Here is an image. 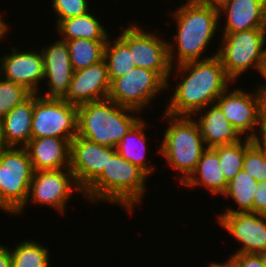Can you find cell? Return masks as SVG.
I'll return each mask as SVG.
<instances>
[{
	"label": "cell",
	"instance_id": "cell-35",
	"mask_svg": "<svg viewBox=\"0 0 266 267\" xmlns=\"http://www.w3.org/2000/svg\"><path fill=\"white\" fill-rule=\"evenodd\" d=\"M253 142L266 152V112L263 110Z\"/></svg>",
	"mask_w": 266,
	"mask_h": 267
},
{
	"label": "cell",
	"instance_id": "cell-37",
	"mask_svg": "<svg viewBox=\"0 0 266 267\" xmlns=\"http://www.w3.org/2000/svg\"><path fill=\"white\" fill-rule=\"evenodd\" d=\"M261 76L264 78V80L266 81V54H265V58L262 62V66L260 69V73ZM258 91L264 96L266 94V82L264 84H260L258 86H256Z\"/></svg>",
	"mask_w": 266,
	"mask_h": 267
},
{
	"label": "cell",
	"instance_id": "cell-29",
	"mask_svg": "<svg viewBox=\"0 0 266 267\" xmlns=\"http://www.w3.org/2000/svg\"><path fill=\"white\" fill-rule=\"evenodd\" d=\"M214 149L218 153L225 179L229 182L242 170L245 157V138L239 143L219 145Z\"/></svg>",
	"mask_w": 266,
	"mask_h": 267
},
{
	"label": "cell",
	"instance_id": "cell-34",
	"mask_svg": "<svg viewBox=\"0 0 266 267\" xmlns=\"http://www.w3.org/2000/svg\"><path fill=\"white\" fill-rule=\"evenodd\" d=\"M253 212L266 215V181L258 182L254 194Z\"/></svg>",
	"mask_w": 266,
	"mask_h": 267
},
{
	"label": "cell",
	"instance_id": "cell-23",
	"mask_svg": "<svg viewBox=\"0 0 266 267\" xmlns=\"http://www.w3.org/2000/svg\"><path fill=\"white\" fill-rule=\"evenodd\" d=\"M145 121L147 120L141 118L117 144L116 150L122 158L138 166L151 177V173L154 174L153 170L155 168L146 158L149 150L146 148L148 146L146 143L148 138L145 130L148 126Z\"/></svg>",
	"mask_w": 266,
	"mask_h": 267
},
{
	"label": "cell",
	"instance_id": "cell-1",
	"mask_svg": "<svg viewBox=\"0 0 266 267\" xmlns=\"http://www.w3.org/2000/svg\"><path fill=\"white\" fill-rule=\"evenodd\" d=\"M175 67V68H174ZM172 67L181 81L172 88V99L164 112L173 116H193L196 112L214 104L233 82L227 77L220 58L186 62ZM177 73V74H176ZM176 74V75H175Z\"/></svg>",
	"mask_w": 266,
	"mask_h": 267
},
{
	"label": "cell",
	"instance_id": "cell-38",
	"mask_svg": "<svg viewBox=\"0 0 266 267\" xmlns=\"http://www.w3.org/2000/svg\"><path fill=\"white\" fill-rule=\"evenodd\" d=\"M4 15H2V14H0V40H3V38H5L4 36H7L6 34L8 33V32H10L9 31V26L8 25H10L9 23L7 24L3 19H2V17H3ZM1 42V41H0Z\"/></svg>",
	"mask_w": 266,
	"mask_h": 267
},
{
	"label": "cell",
	"instance_id": "cell-2",
	"mask_svg": "<svg viewBox=\"0 0 266 267\" xmlns=\"http://www.w3.org/2000/svg\"><path fill=\"white\" fill-rule=\"evenodd\" d=\"M177 24L173 41H168L169 59L171 65L205 60L217 55L218 50L210 56L208 52L212 39L220 29V15L218 6L199 0H186L171 13ZM209 45V46H208ZM177 51V52H176ZM203 56V58H202Z\"/></svg>",
	"mask_w": 266,
	"mask_h": 267
},
{
	"label": "cell",
	"instance_id": "cell-22",
	"mask_svg": "<svg viewBox=\"0 0 266 267\" xmlns=\"http://www.w3.org/2000/svg\"><path fill=\"white\" fill-rule=\"evenodd\" d=\"M34 94L2 117L3 134L8 147H25L32 138Z\"/></svg>",
	"mask_w": 266,
	"mask_h": 267
},
{
	"label": "cell",
	"instance_id": "cell-18",
	"mask_svg": "<svg viewBox=\"0 0 266 267\" xmlns=\"http://www.w3.org/2000/svg\"><path fill=\"white\" fill-rule=\"evenodd\" d=\"M217 6L223 34L263 29L265 0H223Z\"/></svg>",
	"mask_w": 266,
	"mask_h": 267
},
{
	"label": "cell",
	"instance_id": "cell-36",
	"mask_svg": "<svg viewBox=\"0 0 266 267\" xmlns=\"http://www.w3.org/2000/svg\"><path fill=\"white\" fill-rule=\"evenodd\" d=\"M0 267H12L11 251L9 246L0 244Z\"/></svg>",
	"mask_w": 266,
	"mask_h": 267
},
{
	"label": "cell",
	"instance_id": "cell-10",
	"mask_svg": "<svg viewBox=\"0 0 266 267\" xmlns=\"http://www.w3.org/2000/svg\"><path fill=\"white\" fill-rule=\"evenodd\" d=\"M76 192L83 196V190L77 184L70 168L34 171L26 204L15 214V217L21 216L22 211L30 204L28 202L50 206L60 214H64L68 207L67 202Z\"/></svg>",
	"mask_w": 266,
	"mask_h": 267
},
{
	"label": "cell",
	"instance_id": "cell-4",
	"mask_svg": "<svg viewBox=\"0 0 266 267\" xmlns=\"http://www.w3.org/2000/svg\"><path fill=\"white\" fill-rule=\"evenodd\" d=\"M139 114V111L120 106L109 98L81 104L78 106L77 135L116 148L140 120Z\"/></svg>",
	"mask_w": 266,
	"mask_h": 267
},
{
	"label": "cell",
	"instance_id": "cell-42",
	"mask_svg": "<svg viewBox=\"0 0 266 267\" xmlns=\"http://www.w3.org/2000/svg\"><path fill=\"white\" fill-rule=\"evenodd\" d=\"M199 1H202V2H205V3H210V4L218 5L223 0H199Z\"/></svg>",
	"mask_w": 266,
	"mask_h": 267
},
{
	"label": "cell",
	"instance_id": "cell-44",
	"mask_svg": "<svg viewBox=\"0 0 266 267\" xmlns=\"http://www.w3.org/2000/svg\"><path fill=\"white\" fill-rule=\"evenodd\" d=\"M263 108L264 111L266 112V94L263 96Z\"/></svg>",
	"mask_w": 266,
	"mask_h": 267
},
{
	"label": "cell",
	"instance_id": "cell-27",
	"mask_svg": "<svg viewBox=\"0 0 266 267\" xmlns=\"http://www.w3.org/2000/svg\"><path fill=\"white\" fill-rule=\"evenodd\" d=\"M106 42L88 39L66 41L73 71L87 68L103 60Z\"/></svg>",
	"mask_w": 266,
	"mask_h": 267
},
{
	"label": "cell",
	"instance_id": "cell-13",
	"mask_svg": "<svg viewBox=\"0 0 266 267\" xmlns=\"http://www.w3.org/2000/svg\"><path fill=\"white\" fill-rule=\"evenodd\" d=\"M217 216L220 226L241 245L233 254H260L266 250V215L245 212Z\"/></svg>",
	"mask_w": 266,
	"mask_h": 267
},
{
	"label": "cell",
	"instance_id": "cell-19",
	"mask_svg": "<svg viewBox=\"0 0 266 267\" xmlns=\"http://www.w3.org/2000/svg\"><path fill=\"white\" fill-rule=\"evenodd\" d=\"M71 139L31 138L25 146L34 171L70 168Z\"/></svg>",
	"mask_w": 266,
	"mask_h": 267
},
{
	"label": "cell",
	"instance_id": "cell-7",
	"mask_svg": "<svg viewBox=\"0 0 266 267\" xmlns=\"http://www.w3.org/2000/svg\"><path fill=\"white\" fill-rule=\"evenodd\" d=\"M25 147H7L0 152V209L15 215L25 204L33 177Z\"/></svg>",
	"mask_w": 266,
	"mask_h": 267
},
{
	"label": "cell",
	"instance_id": "cell-28",
	"mask_svg": "<svg viewBox=\"0 0 266 267\" xmlns=\"http://www.w3.org/2000/svg\"><path fill=\"white\" fill-rule=\"evenodd\" d=\"M11 251L12 267H50L47 247L35 240H23Z\"/></svg>",
	"mask_w": 266,
	"mask_h": 267
},
{
	"label": "cell",
	"instance_id": "cell-6",
	"mask_svg": "<svg viewBox=\"0 0 266 267\" xmlns=\"http://www.w3.org/2000/svg\"><path fill=\"white\" fill-rule=\"evenodd\" d=\"M217 56L227 77L234 83L252 68L260 73L266 54V38L263 29L245 30L222 34ZM250 69V70H248Z\"/></svg>",
	"mask_w": 266,
	"mask_h": 267
},
{
	"label": "cell",
	"instance_id": "cell-40",
	"mask_svg": "<svg viewBox=\"0 0 266 267\" xmlns=\"http://www.w3.org/2000/svg\"><path fill=\"white\" fill-rule=\"evenodd\" d=\"M8 146L5 143L4 134H3V121L2 117H0V152L6 149Z\"/></svg>",
	"mask_w": 266,
	"mask_h": 267
},
{
	"label": "cell",
	"instance_id": "cell-43",
	"mask_svg": "<svg viewBox=\"0 0 266 267\" xmlns=\"http://www.w3.org/2000/svg\"><path fill=\"white\" fill-rule=\"evenodd\" d=\"M259 255L261 256L264 267H266V250L261 252Z\"/></svg>",
	"mask_w": 266,
	"mask_h": 267
},
{
	"label": "cell",
	"instance_id": "cell-5",
	"mask_svg": "<svg viewBox=\"0 0 266 267\" xmlns=\"http://www.w3.org/2000/svg\"><path fill=\"white\" fill-rule=\"evenodd\" d=\"M162 116L161 119L169 120L168 123H171L163 132L162 144L157 152L166 159L171 170L181 174L178 180L183 184L196 169L206 146L194 117L173 116L165 112Z\"/></svg>",
	"mask_w": 266,
	"mask_h": 267
},
{
	"label": "cell",
	"instance_id": "cell-15",
	"mask_svg": "<svg viewBox=\"0 0 266 267\" xmlns=\"http://www.w3.org/2000/svg\"><path fill=\"white\" fill-rule=\"evenodd\" d=\"M108 163V146L76 136L70 142V170L84 191Z\"/></svg>",
	"mask_w": 266,
	"mask_h": 267
},
{
	"label": "cell",
	"instance_id": "cell-8",
	"mask_svg": "<svg viewBox=\"0 0 266 267\" xmlns=\"http://www.w3.org/2000/svg\"><path fill=\"white\" fill-rule=\"evenodd\" d=\"M77 121V105L34 94L32 138L51 136L73 140L77 136Z\"/></svg>",
	"mask_w": 266,
	"mask_h": 267
},
{
	"label": "cell",
	"instance_id": "cell-30",
	"mask_svg": "<svg viewBox=\"0 0 266 267\" xmlns=\"http://www.w3.org/2000/svg\"><path fill=\"white\" fill-rule=\"evenodd\" d=\"M32 94L25 86L0 77V117L7 115Z\"/></svg>",
	"mask_w": 266,
	"mask_h": 267
},
{
	"label": "cell",
	"instance_id": "cell-11",
	"mask_svg": "<svg viewBox=\"0 0 266 267\" xmlns=\"http://www.w3.org/2000/svg\"><path fill=\"white\" fill-rule=\"evenodd\" d=\"M165 89L167 82L158 73L135 66L111 82L108 98L141 112Z\"/></svg>",
	"mask_w": 266,
	"mask_h": 267
},
{
	"label": "cell",
	"instance_id": "cell-20",
	"mask_svg": "<svg viewBox=\"0 0 266 267\" xmlns=\"http://www.w3.org/2000/svg\"><path fill=\"white\" fill-rule=\"evenodd\" d=\"M192 117L198 118L195 120L199 125L206 148L239 143L244 139L224 117L223 111L216 103L208 105L196 112Z\"/></svg>",
	"mask_w": 266,
	"mask_h": 267
},
{
	"label": "cell",
	"instance_id": "cell-17",
	"mask_svg": "<svg viewBox=\"0 0 266 267\" xmlns=\"http://www.w3.org/2000/svg\"><path fill=\"white\" fill-rule=\"evenodd\" d=\"M111 81L105 60L73 72L69 90L63 98L68 103L81 105L108 98Z\"/></svg>",
	"mask_w": 266,
	"mask_h": 267
},
{
	"label": "cell",
	"instance_id": "cell-21",
	"mask_svg": "<svg viewBox=\"0 0 266 267\" xmlns=\"http://www.w3.org/2000/svg\"><path fill=\"white\" fill-rule=\"evenodd\" d=\"M184 187L202 186L213 195H221L226 191L228 182L222 172L219 156L214 148H206L197 163L196 169L182 184Z\"/></svg>",
	"mask_w": 266,
	"mask_h": 267
},
{
	"label": "cell",
	"instance_id": "cell-16",
	"mask_svg": "<svg viewBox=\"0 0 266 267\" xmlns=\"http://www.w3.org/2000/svg\"><path fill=\"white\" fill-rule=\"evenodd\" d=\"M44 60V81L47 80V92L41 94L45 98L63 99L68 90L73 76V68L69 57L66 41L55 40L46 47H41Z\"/></svg>",
	"mask_w": 266,
	"mask_h": 267
},
{
	"label": "cell",
	"instance_id": "cell-24",
	"mask_svg": "<svg viewBox=\"0 0 266 267\" xmlns=\"http://www.w3.org/2000/svg\"><path fill=\"white\" fill-rule=\"evenodd\" d=\"M55 29L60 34V40L88 39L107 41L109 32L100 20L89 11L83 15L61 20Z\"/></svg>",
	"mask_w": 266,
	"mask_h": 267
},
{
	"label": "cell",
	"instance_id": "cell-25",
	"mask_svg": "<svg viewBox=\"0 0 266 267\" xmlns=\"http://www.w3.org/2000/svg\"><path fill=\"white\" fill-rule=\"evenodd\" d=\"M257 186L258 182L242 169L228 182L226 191L222 194V197L232 198L238 209L227 207L223 213L253 212L254 194Z\"/></svg>",
	"mask_w": 266,
	"mask_h": 267
},
{
	"label": "cell",
	"instance_id": "cell-32",
	"mask_svg": "<svg viewBox=\"0 0 266 267\" xmlns=\"http://www.w3.org/2000/svg\"><path fill=\"white\" fill-rule=\"evenodd\" d=\"M52 9L56 16V25L64 19L77 17L88 13L89 0H52Z\"/></svg>",
	"mask_w": 266,
	"mask_h": 267
},
{
	"label": "cell",
	"instance_id": "cell-31",
	"mask_svg": "<svg viewBox=\"0 0 266 267\" xmlns=\"http://www.w3.org/2000/svg\"><path fill=\"white\" fill-rule=\"evenodd\" d=\"M242 169L257 182L266 181V152L260 149L252 139H245V157Z\"/></svg>",
	"mask_w": 266,
	"mask_h": 267
},
{
	"label": "cell",
	"instance_id": "cell-41",
	"mask_svg": "<svg viewBox=\"0 0 266 267\" xmlns=\"http://www.w3.org/2000/svg\"><path fill=\"white\" fill-rule=\"evenodd\" d=\"M263 31L266 38V0H265V8H264V23H263Z\"/></svg>",
	"mask_w": 266,
	"mask_h": 267
},
{
	"label": "cell",
	"instance_id": "cell-12",
	"mask_svg": "<svg viewBox=\"0 0 266 267\" xmlns=\"http://www.w3.org/2000/svg\"><path fill=\"white\" fill-rule=\"evenodd\" d=\"M230 86L216 100L223 111L224 117L234 126L245 139H253L256 135L263 108V95ZM247 135V136H246Z\"/></svg>",
	"mask_w": 266,
	"mask_h": 267
},
{
	"label": "cell",
	"instance_id": "cell-26",
	"mask_svg": "<svg viewBox=\"0 0 266 267\" xmlns=\"http://www.w3.org/2000/svg\"><path fill=\"white\" fill-rule=\"evenodd\" d=\"M104 60L111 82L135 67L129 46L119 36L114 39L108 37L104 49Z\"/></svg>",
	"mask_w": 266,
	"mask_h": 267
},
{
	"label": "cell",
	"instance_id": "cell-14",
	"mask_svg": "<svg viewBox=\"0 0 266 267\" xmlns=\"http://www.w3.org/2000/svg\"><path fill=\"white\" fill-rule=\"evenodd\" d=\"M17 49L12 46L11 54L1 56L0 77L21 84L33 94H38L44 81L42 52L36 49L21 52Z\"/></svg>",
	"mask_w": 266,
	"mask_h": 267
},
{
	"label": "cell",
	"instance_id": "cell-33",
	"mask_svg": "<svg viewBox=\"0 0 266 267\" xmlns=\"http://www.w3.org/2000/svg\"><path fill=\"white\" fill-rule=\"evenodd\" d=\"M236 267H264L263 261L259 254H231Z\"/></svg>",
	"mask_w": 266,
	"mask_h": 267
},
{
	"label": "cell",
	"instance_id": "cell-39",
	"mask_svg": "<svg viewBox=\"0 0 266 267\" xmlns=\"http://www.w3.org/2000/svg\"><path fill=\"white\" fill-rule=\"evenodd\" d=\"M208 267H236V266H235L234 260L231 257H229V259H227L223 263H220V262L215 263V261L214 262L211 261Z\"/></svg>",
	"mask_w": 266,
	"mask_h": 267
},
{
	"label": "cell",
	"instance_id": "cell-9",
	"mask_svg": "<svg viewBox=\"0 0 266 267\" xmlns=\"http://www.w3.org/2000/svg\"><path fill=\"white\" fill-rule=\"evenodd\" d=\"M118 35L129 46L136 67L158 73L166 82L169 90L172 65L169 59L168 42L157 33L146 31L138 24L121 27ZM146 31V32H145Z\"/></svg>",
	"mask_w": 266,
	"mask_h": 267
},
{
	"label": "cell",
	"instance_id": "cell-3",
	"mask_svg": "<svg viewBox=\"0 0 266 267\" xmlns=\"http://www.w3.org/2000/svg\"><path fill=\"white\" fill-rule=\"evenodd\" d=\"M148 177L138 166L122 158L116 148L108 147V163L83 191V197L91 203L118 204L133 213L134 207L143 201Z\"/></svg>",
	"mask_w": 266,
	"mask_h": 267
}]
</instances>
